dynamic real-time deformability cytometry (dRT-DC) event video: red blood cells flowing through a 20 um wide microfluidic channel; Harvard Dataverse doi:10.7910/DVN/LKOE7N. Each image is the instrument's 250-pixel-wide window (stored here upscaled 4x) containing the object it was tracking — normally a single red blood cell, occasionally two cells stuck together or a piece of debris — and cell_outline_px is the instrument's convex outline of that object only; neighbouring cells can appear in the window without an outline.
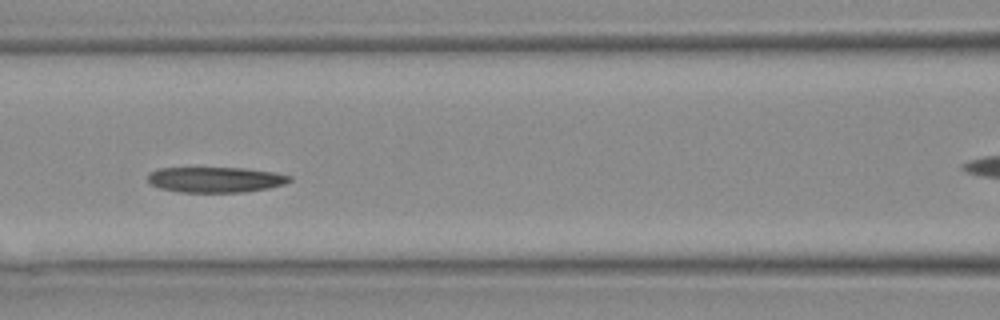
{"species": "Egyptian fruit bat (a non-hibernating species)", "species_latin": "Rousettus aegyptiacus", "temperature_condition": "warm", "stored_images_in_passage": 13, "camera_frame_rate_fps": 3000, "um_per_image_px": 0.085, "animal": {"sex": "female"}, "frame": {"image": 1, "passage_image": 10, "time_ms": 3.0, "image_size_px": [1000, 320], "cell_outline_px": [[292, 180], [284, 184], [268, 188], [244, 192], [180, 192], [160, 188], [148, 184], [148, 176], [152, 172], [160, 168], [244, 168], [276, 172], [292, 176]], "centroid_in_image_um": [18.34, 15.27], "position_along_channel_um": 148.3, "area_um2": 21.1}}